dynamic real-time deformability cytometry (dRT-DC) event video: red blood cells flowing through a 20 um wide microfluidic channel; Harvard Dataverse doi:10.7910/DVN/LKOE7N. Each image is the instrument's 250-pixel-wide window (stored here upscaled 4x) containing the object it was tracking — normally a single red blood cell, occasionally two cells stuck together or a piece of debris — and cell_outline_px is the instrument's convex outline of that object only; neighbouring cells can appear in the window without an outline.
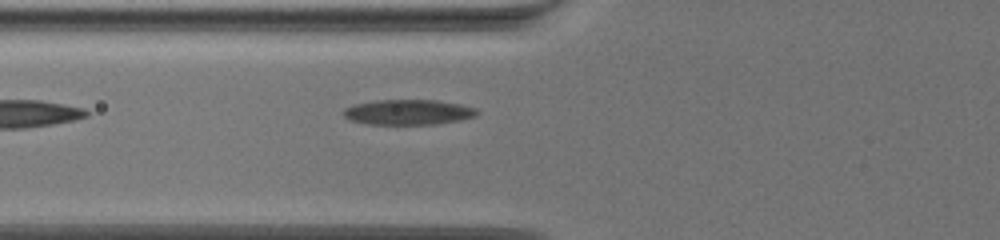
{"species": "common noctule bat (a hibernating species)", "species_latin": "Nyctalus noctula", "temperature_condition": "warm", "stored_images_in_passage": 20, "camera_frame_rate_fps": 3000, "um_per_image_px": 0.085, "animal": {"sex": "female", "body_mass_g": 19.5, "forearm_length_mm": 54.1}, "frame": {"image": 1, "passage_image": 3, "time_ms": 0.667, "image_size_px": [1000, 240], "cell_outline_px": [[480, 112], [476, 116], [460, 120], [436, 124], [368, 124], [352, 120], [344, 116], [344, 108], [356, 104], [376, 100], [436, 100], [460, 104], [476, 108]], "centroid_in_image_um": [34.75, 9.53], "position_along_channel_um": 91.1, "area_um2": 19.54}}
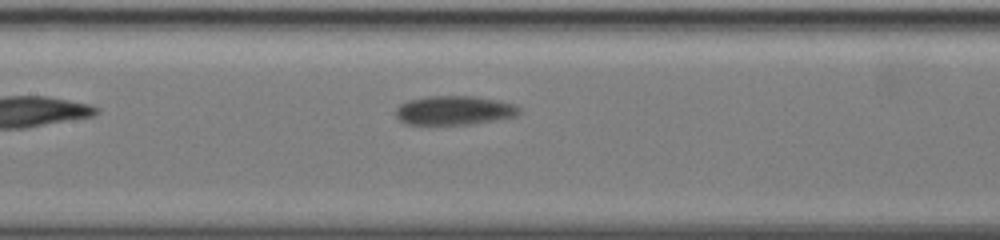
{"frame": {"image": 2, "passage_image": 11, "time_ms": 3.333, "image_size_px": [1000, 240], "cell_outline_px": [[520, 112], [516, 116], [476, 124], [404, 124], [396, 116], [396, 108], [400, 104], [408, 100], [428, 96], [472, 96], [500, 100], [516, 104], [520, 108]], "centroid_in_image_um": [38.64, 9.38], "position_along_channel_um": 168.8, "area_um2": 21.1}}
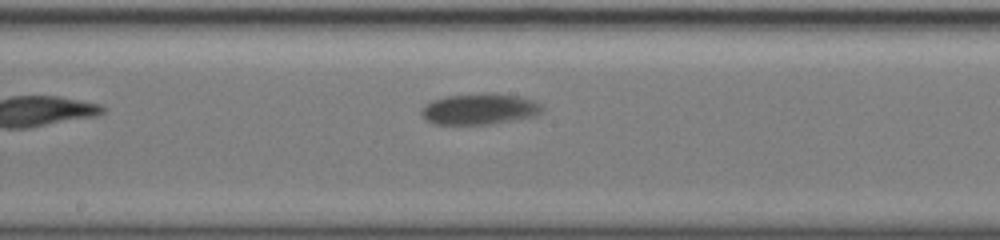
{"frame": {"image": 3, "passage_image": 15, "time_ms": 4.667, "image_size_px": [1000, 240], "cell_outline_px": [[544, 108], [536, 116], [488, 124], [432, 124], [424, 120], [420, 112], [432, 100], [444, 96], [516, 96], [532, 100], [540, 104]], "centroid_in_image_um": [40.72, 9.33], "position_along_channel_um": 207.5, "area_um2": 20.75}}